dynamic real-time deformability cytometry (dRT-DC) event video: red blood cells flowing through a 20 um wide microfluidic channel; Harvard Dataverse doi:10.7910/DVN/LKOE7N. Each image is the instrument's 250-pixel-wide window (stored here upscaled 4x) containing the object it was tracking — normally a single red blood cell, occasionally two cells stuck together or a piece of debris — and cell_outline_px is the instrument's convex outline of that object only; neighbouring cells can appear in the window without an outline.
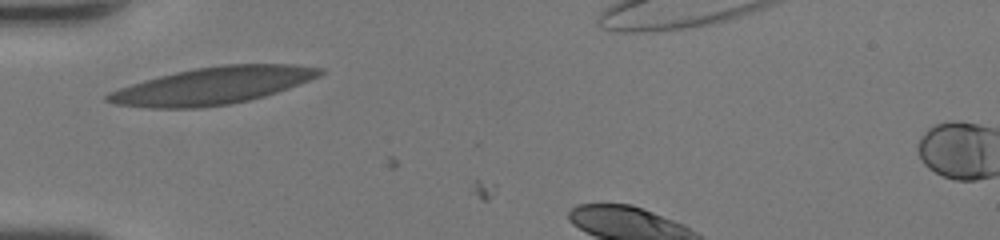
{"species": "human", "species_latin": "Homo sapiens", "temperature_condition": "room temperature", "stored_images_in_passage": 2, "camera_frame_rate_fps": 3000, "um_per_image_px": 0.085, "donor": {"sex": "female"}, "frame": {"image": 1, "passage_image": 1, "time_ms": 0.0, "image_size_px": [1000, 240], "cell_outline_px": [[324, 72], [320, 76], [288, 88], [264, 96], [232, 104], [200, 108], [148, 108], [112, 104], [104, 100], [104, 96], [108, 92], [144, 80], [176, 72], [196, 68], [224, 64], [292, 64], [324, 68]], "centroid_in_image_um": [18.06, 7.29], "position_along_channel_um": 66.9, "area_um2": 45.89}}